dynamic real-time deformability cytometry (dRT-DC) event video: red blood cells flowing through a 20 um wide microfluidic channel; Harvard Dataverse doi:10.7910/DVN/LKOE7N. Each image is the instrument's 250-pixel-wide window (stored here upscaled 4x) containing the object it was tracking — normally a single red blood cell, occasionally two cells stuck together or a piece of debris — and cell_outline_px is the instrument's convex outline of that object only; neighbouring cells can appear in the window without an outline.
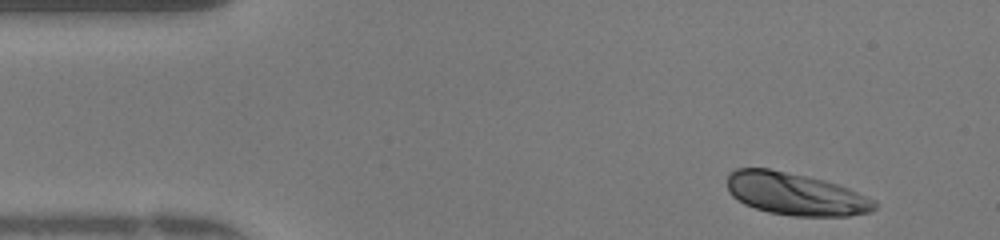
{"species": "human", "species_latin": "Homo sapiens", "temperature_condition": "warm", "stored_images_in_passage": 46, "camera_frame_rate_fps": 3000, "um_per_image_px": 0.085, "donor": {"sex": "female"}, "frame": {"image": 1, "passage_image": 3, "time_ms": 0.667, "image_size_px": [1000, 240], "cell_outline_px": [[876, 208], [872, 212], [848, 216], [792, 216], [768, 212], [744, 204], [732, 196], [728, 192], [728, 172], [736, 168], [768, 168], [824, 180], [848, 188], [876, 200]], "centroid_in_image_um": [67.61, 16.49], "position_along_channel_um": 17.4, "area_um2": 36.47}}
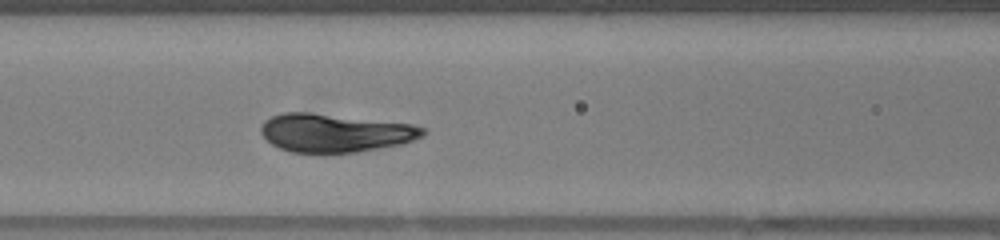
{"frame": {"image": 2, "passage_image": 18, "time_ms": 5.667, "image_size_px": [1000, 240], "cell_outline_px": [[424, 136], [400, 144], [356, 152], [292, 152], [280, 148], [272, 144], [260, 132], [260, 128], [264, 120], [272, 116], [284, 112], [308, 112], [412, 124], [424, 128]], "centroid_in_image_um": [28.44, 11.28], "position_along_channel_um": 138.2, "area_um2": 35.72}}
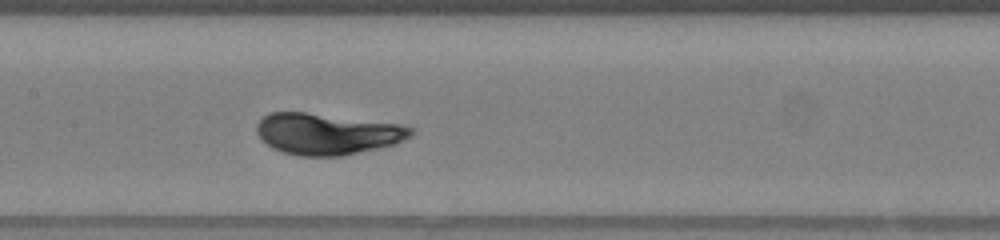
{"frame": {"image": 3, "passage_image": 21, "time_ms": 6.667, "image_size_px": [1000, 240], "cell_outline_px": [[416, 132], [412, 136], [396, 144], [340, 156], [300, 156], [284, 152], [272, 148], [256, 132], [256, 124], [268, 112], [304, 112], [404, 124], [412, 128]], "centroid_in_image_um": [27.85, 11.37], "position_along_channel_um": 179.5, "area_um2": 37.17}, "authors_computed_cell_mechanics": {"area_um2": 36.4718, "velocity_mm_per_s": 4.1598, "shape_relaxation_time_tau1_ms": 2.1302, "shape_relaxation_time_tau2_ms": null, "deformation_change_tau1": 0.1741, "deformation_change_tau2": null}}